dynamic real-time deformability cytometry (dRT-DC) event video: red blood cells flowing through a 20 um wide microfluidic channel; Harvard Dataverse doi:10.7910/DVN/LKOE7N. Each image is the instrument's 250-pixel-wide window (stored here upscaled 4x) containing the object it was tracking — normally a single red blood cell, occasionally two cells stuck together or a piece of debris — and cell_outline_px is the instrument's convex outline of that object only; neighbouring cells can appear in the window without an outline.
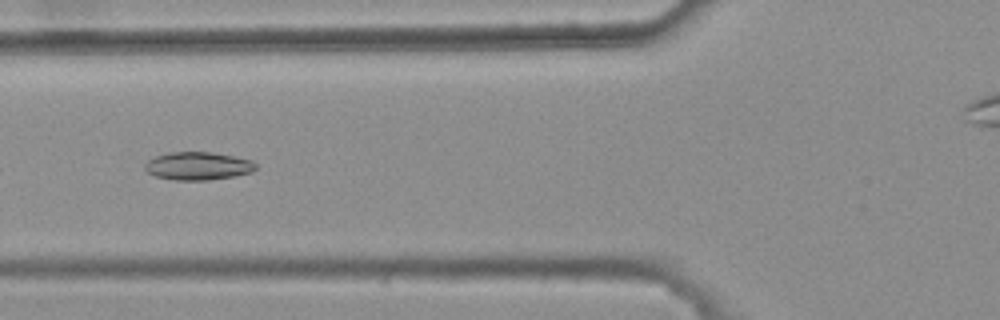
{"species": "common noctule bat (a hibernating species)", "species_latin": "Nyctalus noctula", "temperature_condition": "warm", "stored_images_in_passage": 7, "camera_frame_rate_fps": 3000, "um_per_image_px": 0.085, "animal": {"sex": "female", "body_mass_g": 25.1}, "frame": {"image": 1, "passage_image": 5, "time_ms": 1.333, "image_size_px": [1000, 320], "cell_outline_px": [[256, 168], [252, 172], [236, 176], [208, 180], [176, 180], [156, 176], [148, 172], [144, 168], [144, 164], [148, 160], [156, 156], [168, 152], [212, 152], [252, 160], [256, 164]], "centroid_in_image_um": [16.83, 14.11], "position_along_channel_um": 109.0, "area_um2": 18.09}}
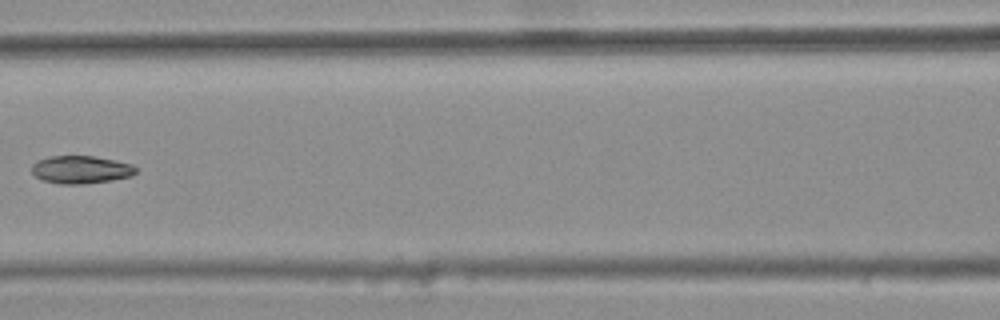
{"frame": {"image": 2, "passage_image": 6, "time_ms": 1.667, "image_size_px": [1000, 320], "cell_outline_px": [[136, 172], [132, 176], [112, 180], [84, 184], [60, 184], [44, 180], [36, 176], [32, 172], [32, 164], [36, 160], [48, 156], [96, 156], [116, 160], [132, 164], [136, 168]], "centroid_in_image_um": [6.88, 14.41], "position_along_channel_um": 159.7, "area_um2": 16.99}}
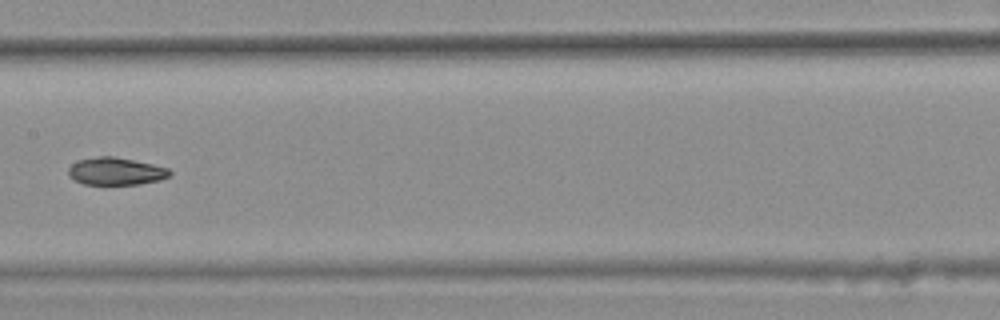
{"frame": {"image": 3, "passage_image": 7, "time_ms": 2.0, "image_size_px": [1000, 320], "cell_outline_px": [[172, 172], [168, 176], [160, 180], [140, 184], [84, 184], [68, 176], [68, 168], [76, 160], [100, 156], [112, 156], [152, 164], [168, 168]], "centroid_in_image_um": [9.82, 14.55], "position_along_channel_um": 197.6, "area_um2": 16.13}}